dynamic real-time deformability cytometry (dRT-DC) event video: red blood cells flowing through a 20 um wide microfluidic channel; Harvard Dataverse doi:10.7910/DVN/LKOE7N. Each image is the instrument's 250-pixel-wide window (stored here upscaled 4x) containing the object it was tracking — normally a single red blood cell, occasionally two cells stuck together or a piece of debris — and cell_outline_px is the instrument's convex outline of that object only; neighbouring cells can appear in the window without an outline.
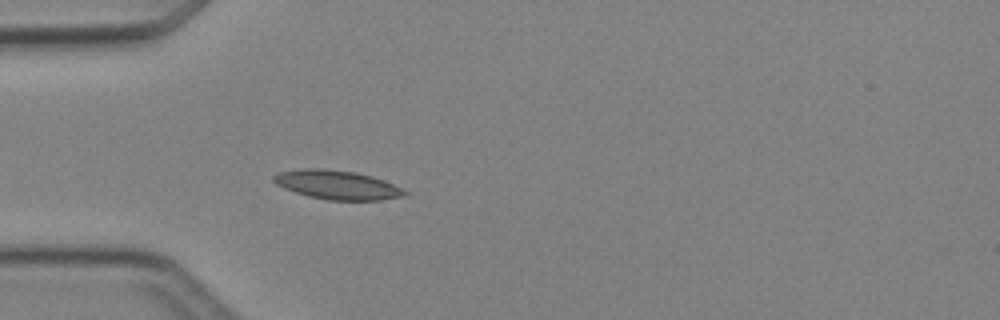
{"species": "Egyptian fruit bat (a non-hibernating species)", "species_latin": "Rousettus aegyptiacus", "temperature_condition": "cold", "stored_images_in_passage": 4, "camera_frame_rate_fps": 3000, "um_per_image_px": 0.085, "animal": {"sex": "female"}, "frame": {"image": 1, "passage_image": 4, "time_ms": 4.333, "image_size_px": [1000, 320], "cell_outline_px": [[408, 192], [404, 196], [380, 200], [328, 200], [308, 196], [284, 188], [276, 184], [272, 180], [272, 176], [280, 172], [304, 168], [324, 168], [356, 172], [372, 176], [384, 180]], "centroid_in_image_um": [28.64, 15.71], "position_along_channel_um": 56.4, "area_um2": 22.08}}